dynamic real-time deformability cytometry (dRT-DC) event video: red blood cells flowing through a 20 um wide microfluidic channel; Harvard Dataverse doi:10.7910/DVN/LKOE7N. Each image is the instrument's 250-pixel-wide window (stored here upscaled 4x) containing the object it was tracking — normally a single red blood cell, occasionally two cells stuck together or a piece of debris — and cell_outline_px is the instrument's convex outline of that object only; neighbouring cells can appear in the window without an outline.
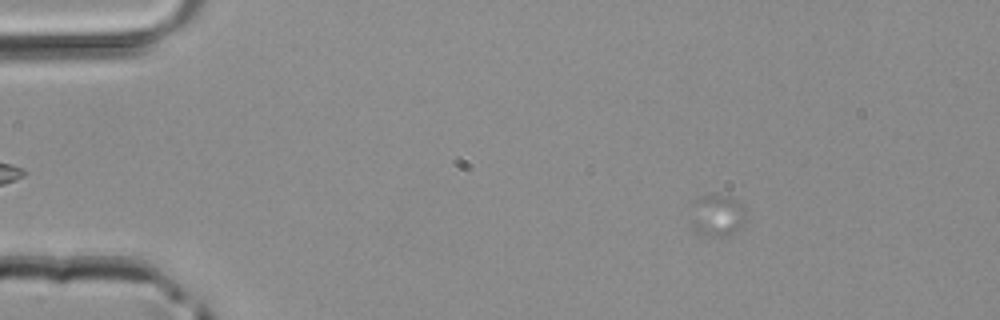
{"species": "common noctule bat (a hibernating species)", "species_latin": "Nyctalus noctula", "temperature_condition": "room temperature", "stored_images_in_passage": 6, "segment_of_instrument_passage": [1, 2], "camera_frame_rate_fps": 3000, "um_per_image_px": 0.085, "animal": {"sex": "male", "body_mass_g": 20.4}, "frame": {"image": 1, "passage_image": 3, "time_ms": 0.667, "image_size_px": [1000, 320], "cell_outline_px": [[748, 220], [736, 232], [728, 236], [708, 236], [696, 232], [692, 228], [692, 200], [700, 196], [728, 196], [740, 200], [744, 204]], "centroid_in_image_um": [61.02, 18.32], "position_along_channel_um": 24.0, "area_um2": 13.93}}